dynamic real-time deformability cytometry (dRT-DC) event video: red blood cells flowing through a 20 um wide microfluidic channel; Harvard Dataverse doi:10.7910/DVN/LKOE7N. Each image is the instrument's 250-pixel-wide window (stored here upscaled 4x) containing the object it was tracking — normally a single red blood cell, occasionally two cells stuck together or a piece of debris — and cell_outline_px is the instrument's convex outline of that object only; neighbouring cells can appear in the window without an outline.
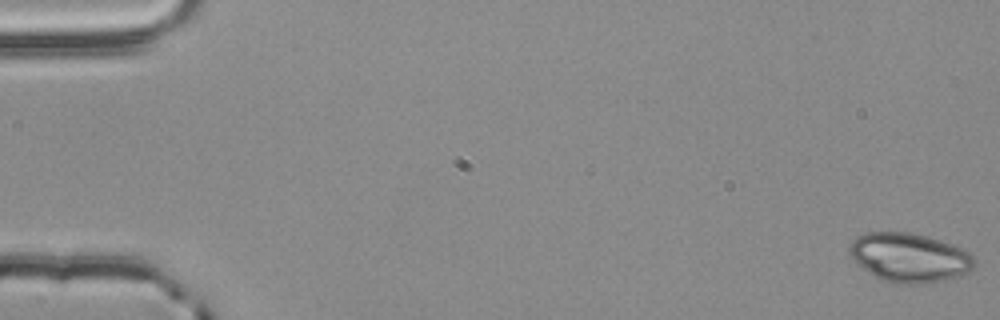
{"species": "common noctule bat (a hibernating species)", "species_latin": "Nyctalus noctula", "temperature_condition": "room temperature", "stored_images_in_passage": 56, "camera_frame_rate_fps": 3000, "um_per_image_px": 0.085, "animal": {"sex": "male", "body_mass_g": 20.4}, "frame": {"image": 1, "passage_image": 1, "time_ms": 0.0, "image_size_px": [1000, 320], "cell_outline_px": [[976, 264], [968, 272], [960, 276], [948, 280], [928, 284], [900, 284], [884, 280], [868, 272], [856, 264], [848, 256], [848, 248], [852, 240], [856, 236], [864, 232], [908, 232], [928, 236], [952, 244], [972, 252], [976, 260]], "centroid_in_image_um": [77.31, 21.89], "position_along_channel_um": 7.7, "area_um2": 36.53}}
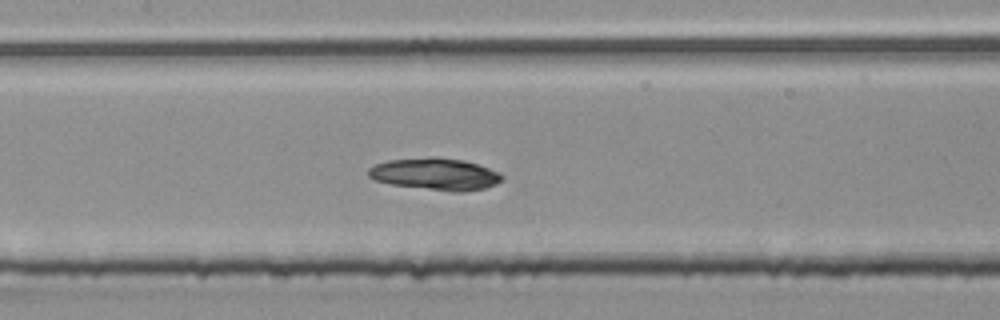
{"frame": {"image": 2, "passage_image": 27, "time_ms": 8.667, "image_size_px": [1000, 320], "cell_outline_px": [[504, 176], [496, 184], [484, 188], [464, 192], [452, 192], [392, 184], [376, 180], [368, 176], [368, 168], [376, 164], [388, 160], [428, 156], [436, 156], [464, 160], [500, 172]], "centroid_in_image_um": [37.01, 14.78], "position_along_channel_um": 170.4, "area_um2": 24.97}}
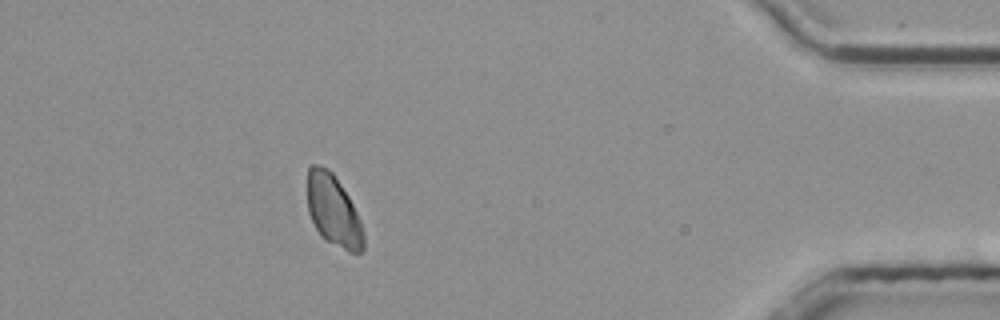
{"frame": {"image": 3, "passage_image": 50, "time_ms": 16.333, "image_size_px": [1000, 320], "cell_outline_px": [[364, 248], [360, 252], [348, 252], [320, 236], [308, 212], [308, 168], [312, 164], [316, 164], [328, 168], [332, 172], [348, 196], [360, 220], [364, 236]], "centroid_in_image_um": [28.33, 17.9], "position_along_channel_um": 406.9, "area_um2": 23.12}}